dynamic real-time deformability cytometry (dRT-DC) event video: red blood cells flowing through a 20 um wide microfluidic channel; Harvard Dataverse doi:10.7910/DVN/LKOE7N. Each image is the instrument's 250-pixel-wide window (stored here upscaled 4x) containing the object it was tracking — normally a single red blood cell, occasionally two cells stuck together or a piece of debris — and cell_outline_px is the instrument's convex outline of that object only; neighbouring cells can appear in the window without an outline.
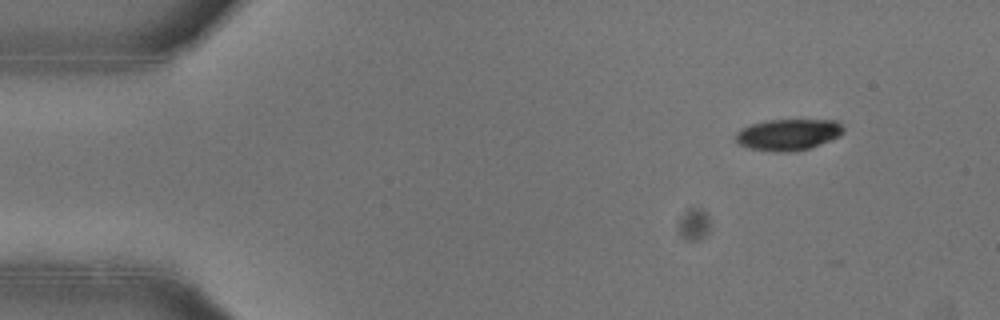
{"species": "common noctule bat (a hibernating species)", "species_latin": "Nyctalus noctula", "temperature_condition": "warm", "stored_images_in_passage": 53, "camera_frame_rate_fps": 3000, "um_per_image_px": 0.085, "animal": {"sex": "female"}, "frame": {"image": 1, "passage_image": 6, "time_ms": 1.667, "image_size_px": [1000, 320], "cell_outline_px": [[844, 132], [840, 136], [820, 144], [808, 148], [784, 152], [780, 152], [748, 148], [740, 144], [736, 140], [736, 132], [740, 128], [764, 120], [836, 120], [844, 128]], "centroid_in_image_um": [66.99, 11.42], "position_along_channel_um": 18.0, "area_um2": 19.54}}
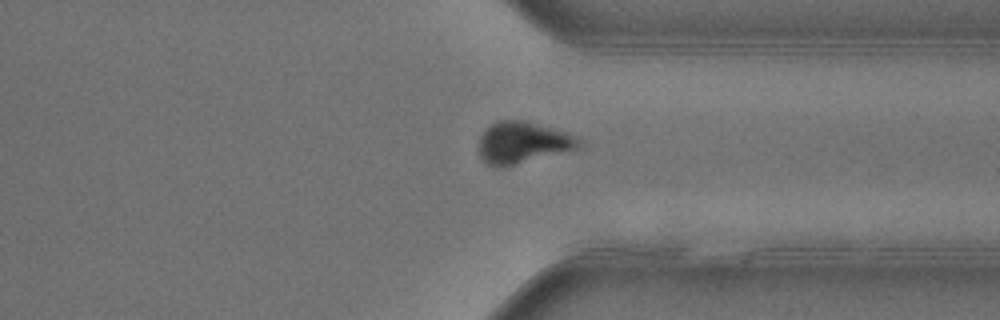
{"frame": {"image": 2, "passage_image": 40, "time_ms": 13.0, "image_size_px": [1000, 320], "cell_outline_px": [[584, 148], [504, 168], [500, 168], [484, 164], [480, 160], [480, 136], [492, 124], [500, 120], [524, 120], [552, 128], [576, 136], [584, 144]], "centroid_in_image_um": [44.48, 12.17], "position_along_channel_um": 366.9, "area_um2": 24.85}}
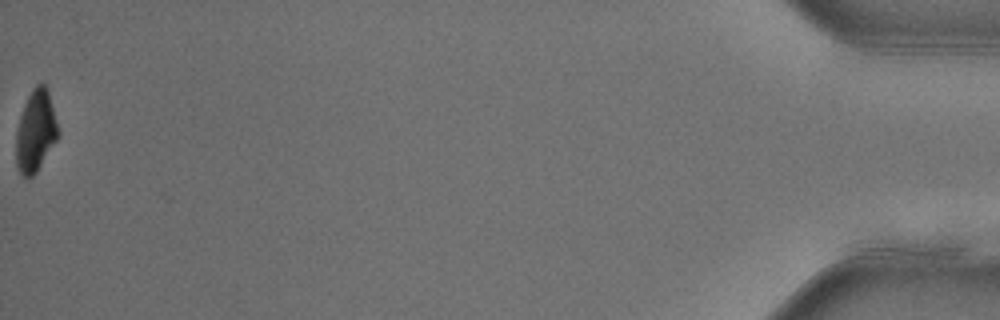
{"frame": {"image": 3, "passage_image": 53, "time_ms": 17.333, "image_size_px": [1000, 320], "cell_outline_px": [[60, 132], [56, 140], [36, 172], [28, 180], [20, 172], [16, 164], [16, 132], [20, 116], [24, 104], [32, 88], [36, 84], [44, 84], [48, 88]], "centroid_in_image_um": [3.03, 11.12], "position_along_channel_um": 432.2, "area_um2": 20.0}, "authors_computed_cell_mechanics": {"area_um2": 22.6576, "velocity_mm_per_s": 3.9622, "shape_relaxation_time_tau1_ms": 2.5126, "shape_relaxation_time_tau2_ms": null, "deformation_change_tau1": 0.1218, "deformation_change_tau2": null}}